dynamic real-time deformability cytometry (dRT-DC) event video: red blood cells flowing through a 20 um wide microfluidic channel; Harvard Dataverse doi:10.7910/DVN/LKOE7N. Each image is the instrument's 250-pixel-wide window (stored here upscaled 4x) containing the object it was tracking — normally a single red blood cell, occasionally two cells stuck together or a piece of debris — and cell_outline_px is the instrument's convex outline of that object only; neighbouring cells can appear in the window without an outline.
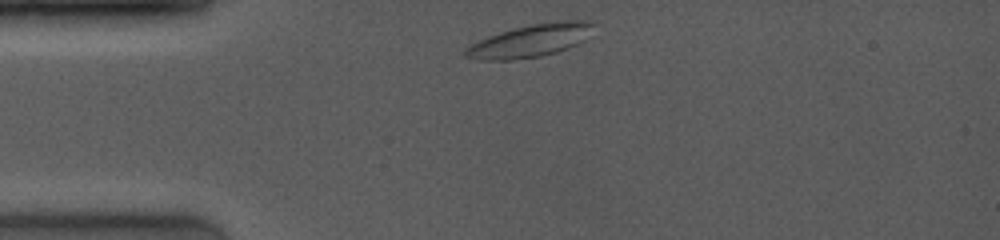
{"species": "common noctule bat (a hibernating species)", "species_latin": "Nyctalus noctula", "temperature_condition": "room temperature", "stored_images_in_passage": 25, "camera_frame_rate_fps": 4000, "um_per_image_px": 0.085, "animal": {"sex": "female", "body_mass_g": 19.0, "forearm_length_mm": 53.3}, "frame": {"image": 1, "passage_image": 1, "time_ms": 0.0, "image_size_px": [1000, 240], "cell_outline_px": [[596, 24], [584, 40], [568, 48], [556, 52], [540, 56], [512, 60], [480, 60], [464, 56], [464, 48], [488, 36], [512, 28], [532, 24], [560, 20], [588, 20]], "centroid_in_image_um": [45.09, 3.45], "position_along_channel_um": 39.9, "area_um2": 24.39}}
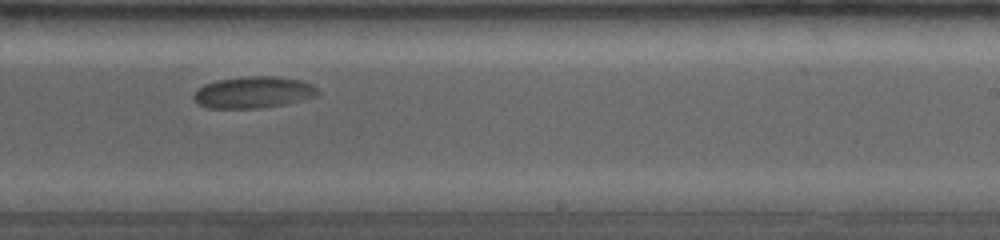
{"frame": {"image": 2, "passage_image": 14, "time_ms": 6.75, "image_size_px": [1000, 240], "cell_outline_px": [[320, 92], [316, 96], [284, 104], [260, 108], [208, 108], [196, 104], [192, 100], [192, 96], [204, 84], [216, 80], [248, 76], [276, 76], [300, 80], [312, 84], [320, 88]], "centroid_in_image_um": [21.53, 7.85], "position_along_channel_um": 267.5, "area_um2": 23.0}}
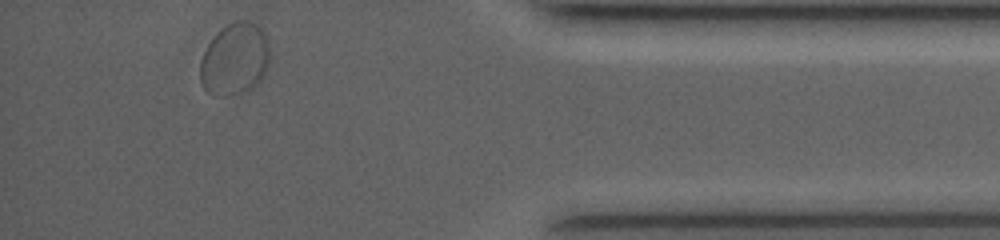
{"frame": {"image": 3, "passage_image": 25, "time_ms": 11.25, "image_size_px": [1000, 240], "cell_outline_px": [[268, 64], [264, 72], [256, 84], [252, 88], [224, 96], [212, 96], [200, 84], [200, 60], [208, 44], [216, 32], [220, 28], [236, 20], [248, 20], [256, 24], [264, 32], [268, 40]], "centroid_in_image_um": [19.91, 5.0], "position_along_channel_um": 415.3, "area_um2": 29.19}, "authors_computed_cell_mechanics": {"area_um2": 23.2356, "velocity_mm_per_s": 3.8067, "shape_relaxation_time_tau1_ms": 2.4608, "shape_relaxation_time_tau2_ms": null, "deformation_change_tau1": 0.064, "deformation_change_tau2": null}}